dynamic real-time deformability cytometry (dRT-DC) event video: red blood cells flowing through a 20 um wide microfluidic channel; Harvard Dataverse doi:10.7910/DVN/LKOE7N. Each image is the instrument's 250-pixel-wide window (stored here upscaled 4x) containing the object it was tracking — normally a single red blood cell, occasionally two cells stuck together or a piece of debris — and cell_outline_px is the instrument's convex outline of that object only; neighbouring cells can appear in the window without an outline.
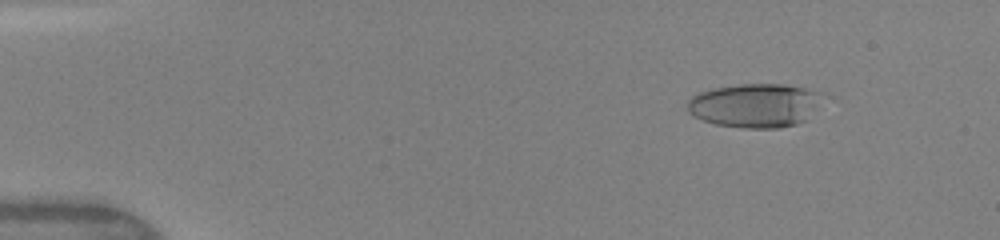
{"species": "human", "species_latin": "Homo sapiens", "temperature_condition": "warm", "stored_images_in_passage": 48, "camera_frame_rate_fps": 3000, "um_per_image_px": 0.085, "donor": {"sex": "female"}, "frame": {"image": 1, "passage_image": 6, "time_ms": 1.667, "image_size_px": [1000, 240], "cell_outline_px": [[832, 96], [804, 120], [796, 124], [780, 128], [744, 128], [716, 124], [704, 120], [688, 112], [688, 100], [692, 96], [700, 92], [712, 88], [740, 84], [784, 84], [828, 92]], "centroid_in_image_um": [64.32, 8.93], "position_along_channel_um": 20.7, "area_um2": 35.37}}
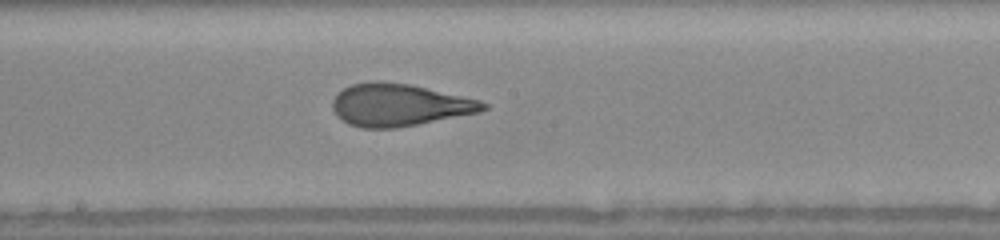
{"frame": {"image": 2, "passage_image": 27, "time_ms": 8.667, "image_size_px": [1000, 240], "cell_outline_px": [[488, 108], [480, 112], [396, 128], [360, 128], [348, 124], [336, 116], [332, 108], [332, 100], [336, 92], [352, 84], [372, 80], [408, 84], [480, 100], [488, 104]], "centroid_in_image_um": [33.88, 8.92], "position_along_channel_um": 214.3, "area_um2": 37.17}}
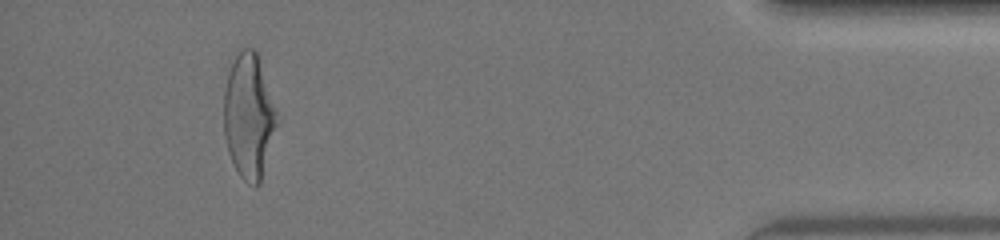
{"frame": {"image": 3, "passage_image": 45, "time_ms": 14.667, "image_size_px": [1000, 240], "cell_outline_px": [[280, 120], [260, 184], [256, 188], [244, 180], [240, 176], [228, 152], [224, 136], [224, 88], [228, 72], [236, 56], [244, 48], [256, 48]], "centroid_in_image_um": [21.18, 9.89], "position_along_channel_um": 414.0, "area_um2": 39.07}, "authors_computed_cell_mechanics": {"area_um2": 37.0787, "velocity_mm_per_s": 4.2156, "shape_relaxation_time_tau1_ms": 5.8418, "shape_relaxation_time_tau2_ms": 0.9108, "deformation_change_tau1": 0.246, "deformation_change_tau2": 0.0987}}